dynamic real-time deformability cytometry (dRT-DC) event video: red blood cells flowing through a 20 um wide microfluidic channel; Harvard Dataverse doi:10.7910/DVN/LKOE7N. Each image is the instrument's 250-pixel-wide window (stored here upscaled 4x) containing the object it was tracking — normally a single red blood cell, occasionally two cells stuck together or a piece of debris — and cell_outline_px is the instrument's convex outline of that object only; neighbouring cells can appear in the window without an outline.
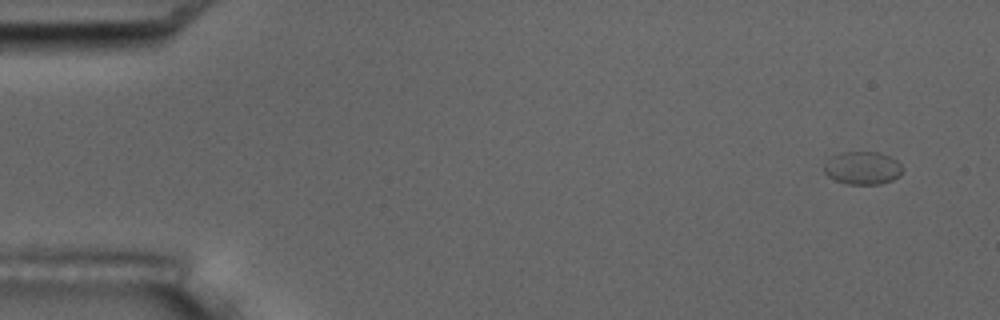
{"species": "common noctule bat (a hibernating species)", "species_latin": "Nyctalus noctula", "temperature_condition": "room temperature", "stored_images_in_passage": 4, "camera_frame_rate_fps": 3000, "um_per_image_px": 0.085, "animal": {"sex": "male", "body_mass_g": 17.5, "forearm_length_mm": 52.3}, "frame": {"image": 1, "passage_image": 1, "time_ms": 0.0, "image_size_px": [1000, 320], "cell_outline_px": [[904, 168], [900, 176], [892, 180], [880, 184], [848, 184], [836, 180], [828, 176], [824, 172], [824, 164], [832, 156], [840, 152], [880, 152], [896, 160]], "centroid_in_image_um": [73.33, 14.28], "position_along_channel_um": 11.7, "area_um2": 15.09}}